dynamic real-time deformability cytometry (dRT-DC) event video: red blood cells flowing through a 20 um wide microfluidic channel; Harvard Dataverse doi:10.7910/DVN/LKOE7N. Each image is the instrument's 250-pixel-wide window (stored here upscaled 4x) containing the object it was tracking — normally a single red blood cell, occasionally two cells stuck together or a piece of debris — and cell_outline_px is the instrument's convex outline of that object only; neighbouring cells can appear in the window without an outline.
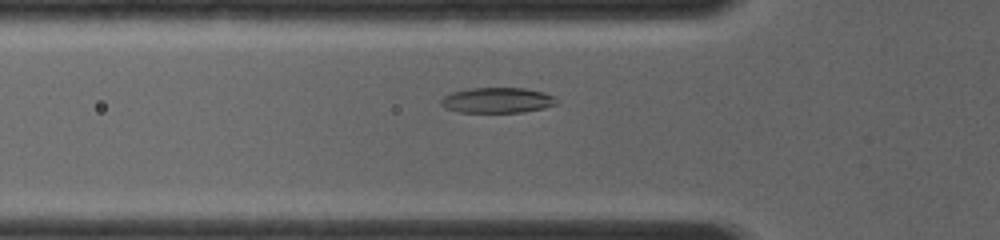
{"species": "common noctule bat (a hibernating species)", "species_latin": "Nyctalus noctula", "temperature_condition": "room temperature", "stored_images_in_passage": 56, "camera_frame_rate_fps": 4000, "um_per_image_px": 0.085, "animal": {"sex": "female", "body_mass_g": 19.0, "forearm_length_mm": 56.7}, "frame": {"image": 1, "passage_image": 7, "time_ms": 1.0, "image_size_px": [1000, 240], "cell_outline_px": [[560, 100], [556, 104], [544, 108], [524, 112], [460, 112], [448, 108], [440, 104], [440, 100], [444, 96], [452, 92], [468, 88], [524, 88], [544, 92], [556, 96]], "centroid_in_image_um": [42.33, 8.51], "position_along_channel_um": 83.5, "area_um2": 17.22}}
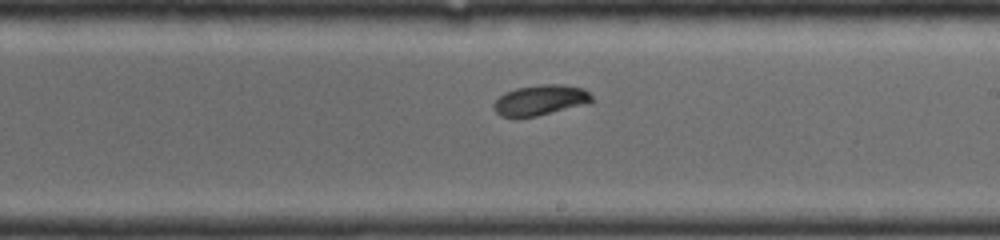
{"frame": {"image": 2, "passage_image": 28, "time_ms": 4.5, "image_size_px": [1000, 240], "cell_outline_px": [[592, 100], [588, 104], [536, 116], [500, 116], [492, 108], [492, 104], [504, 92], [516, 88], [540, 84], [564, 84], [584, 88], [592, 96]], "centroid_in_image_um": [45.94, 8.49], "position_along_channel_um": 243.1, "area_um2": 17.4}}
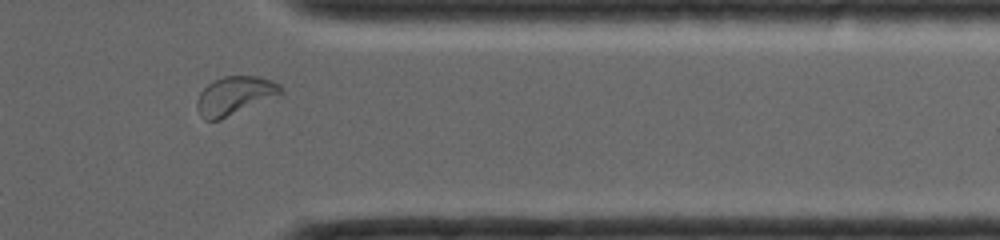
{"frame": {"image": 3, "passage_image": 48, "time_ms": 7.75, "image_size_px": [1000, 240], "cell_outline_px": [[284, 92], [280, 96], [220, 120], [204, 120], [200, 116], [196, 108], [196, 100], [200, 92], [208, 84], [224, 76], [260, 76], [272, 80], [280, 84], [284, 88]], "centroid_in_image_um": [20.0, 8.14], "position_along_channel_um": 391.4, "area_um2": 19.19}}